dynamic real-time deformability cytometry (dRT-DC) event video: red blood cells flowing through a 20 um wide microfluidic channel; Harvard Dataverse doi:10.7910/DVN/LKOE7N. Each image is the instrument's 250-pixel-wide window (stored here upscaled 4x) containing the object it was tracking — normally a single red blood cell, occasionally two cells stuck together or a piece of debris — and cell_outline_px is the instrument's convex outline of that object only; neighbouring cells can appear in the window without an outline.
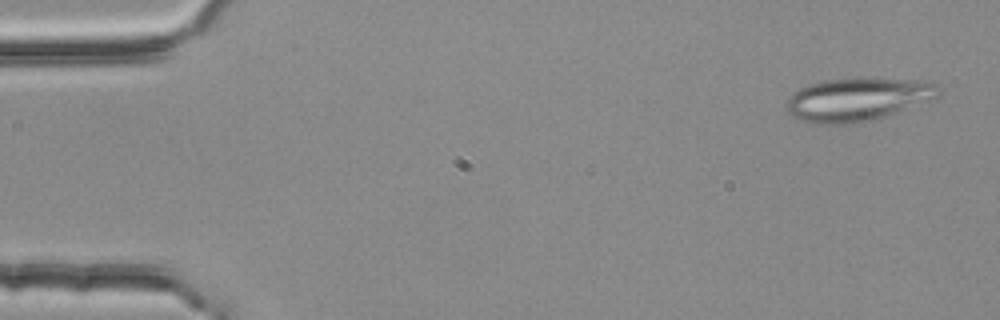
{"species": "common noctule bat (a hibernating species)", "species_latin": "Nyctalus noctula", "temperature_condition": "room temperature", "stored_images_in_passage": 51, "segment_of_instrument_passage": [1, 2], "camera_frame_rate_fps": 3000, "um_per_image_px": 0.085, "animal": {"sex": "female", "body_mass_g": 25.1}, "frame": {"image": 1, "passage_image": 2, "time_ms": 0.333, "image_size_px": [1000, 320], "cell_outline_px": [[944, 88], [940, 96], [936, 100], [884, 116], [848, 124], [816, 124], [800, 120], [792, 116], [788, 112], [788, 96], [792, 92], [800, 88], [812, 84], [828, 80], [856, 76], [872, 76], [924, 80], [936, 84]], "centroid_in_image_um": [73.02, 8.4], "position_along_channel_um": 12.0, "area_um2": 39.36}}